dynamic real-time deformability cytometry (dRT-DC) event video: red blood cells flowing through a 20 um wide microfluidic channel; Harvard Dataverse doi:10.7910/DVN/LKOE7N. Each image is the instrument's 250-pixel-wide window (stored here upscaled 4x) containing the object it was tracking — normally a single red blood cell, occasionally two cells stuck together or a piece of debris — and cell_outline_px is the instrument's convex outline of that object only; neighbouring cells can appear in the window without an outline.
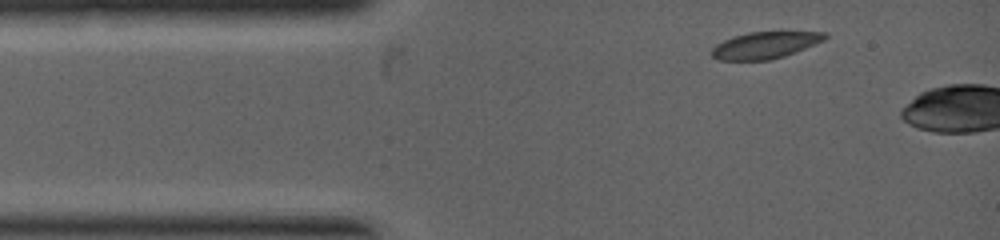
{"species": "common noctule bat (a hibernating species)", "species_latin": "Nyctalus noctula", "temperature_condition": "warm", "stored_images_in_passage": 3, "camera_frame_rate_fps": 5000, "um_per_image_px": 0.085, "animal": {"sex": "female", "body_mass_g": 19.0, "forearm_length_mm": 53.3}, "frame": {"image": 1, "passage_image": 1, "time_ms": 0.0, "image_size_px": [1000, 240], "cell_outline_px": [[828, 36], [824, 40], [784, 56], [768, 60], [720, 60], [712, 56], [712, 48], [716, 44], [732, 36], [748, 32], [828, 32]], "centroid_in_image_um": [65.01, 3.83], "position_along_channel_um": 20.0, "area_um2": 17.46}}